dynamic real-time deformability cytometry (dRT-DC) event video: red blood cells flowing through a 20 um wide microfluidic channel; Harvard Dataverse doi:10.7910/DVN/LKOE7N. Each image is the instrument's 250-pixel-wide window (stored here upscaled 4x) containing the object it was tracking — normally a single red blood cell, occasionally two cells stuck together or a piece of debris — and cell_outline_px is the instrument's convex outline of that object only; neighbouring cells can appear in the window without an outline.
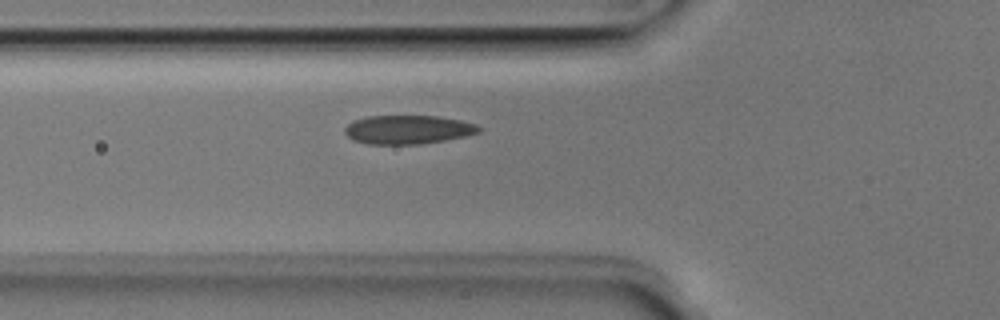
{"species": "Egyptian fruit bat (a non-hibernating species)", "species_latin": "Rousettus aegyptiacus", "temperature_condition": "room temperature", "stored_images_in_passage": 33, "camera_frame_rate_fps": 3000, "um_per_image_px": 0.085, "animal": {"sex": "male"}, "frame": {"image": 1, "passage_image": 4, "time_ms": 1.0, "image_size_px": [1000, 320], "cell_outline_px": [[480, 132], [464, 136], [444, 140], [420, 144], [368, 144], [352, 140], [344, 132], [344, 128], [348, 124], [356, 120], [368, 116], [436, 116], [460, 120], [476, 124], [480, 128]], "centroid_in_image_um": [34.65, 11.02], "position_along_channel_um": 91.1, "area_um2": 22.31}}
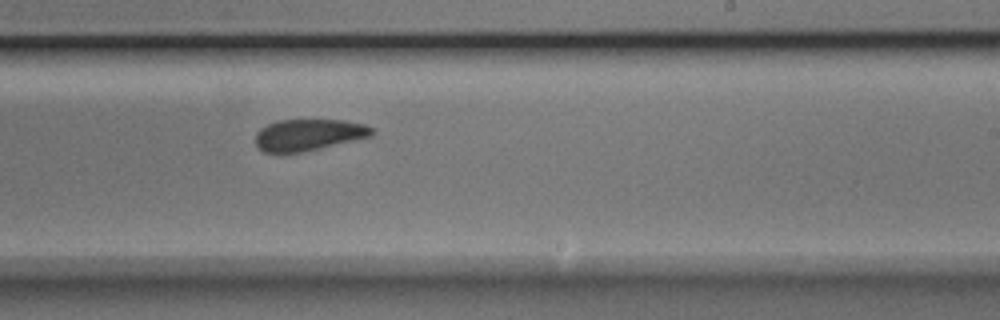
{"frame": {"image": 2, "passage_image": 17, "time_ms": 5.333, "image_size_px": [1000, 320], "cell_outline_px": [[376, 132], [372, 136], [300, 152], [264, 152], [256, 144], [256, 132], [260, 128], [268, 124], [280, 120], [344, 120], [364, 124], [372, 128]], "centroid_in_image_um": [26.24, 11.44], "position_along_channel_um": 262.8, "area_um2": 21.1}}
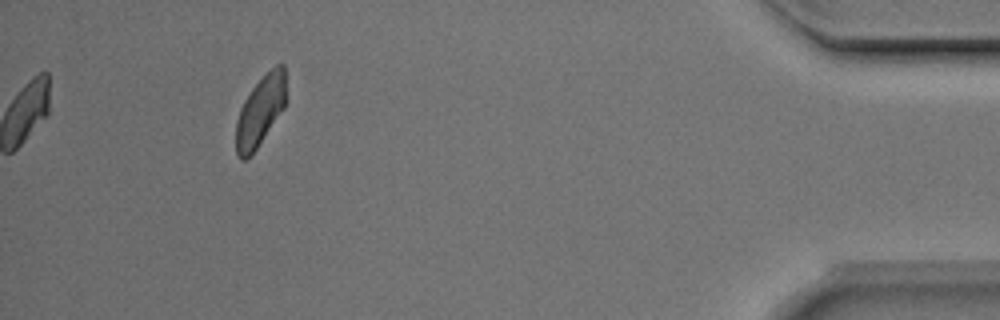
{"frame": {"image": 3, "passage_image": 33, "time_ms": 10.667, "image_size_px": [1000, 320], "cell_outline_px": [[284, 108], [252, 156], [244, 160], [240, 160], [236, 152], [236, 120], [240, 108], [244, 100], [252, 88], [276, 64], [284, 64]], "centroid_in_image_um": [22.09, 9.51], "position_along_channel_um": 413.1, "area_um2": 20.17}, "authors_computed_cell_mechanics": {"area_um2": 22.3108, "velocity_mm_per_s": 3.9678, "shape_relaxation_time_tau1_ms": 3.1415, "shape_relaxation_time_tau2_ms": 1.66, "deformation_change_tau1": 0.0978, "deformation_change_tau2": 0.0529}}